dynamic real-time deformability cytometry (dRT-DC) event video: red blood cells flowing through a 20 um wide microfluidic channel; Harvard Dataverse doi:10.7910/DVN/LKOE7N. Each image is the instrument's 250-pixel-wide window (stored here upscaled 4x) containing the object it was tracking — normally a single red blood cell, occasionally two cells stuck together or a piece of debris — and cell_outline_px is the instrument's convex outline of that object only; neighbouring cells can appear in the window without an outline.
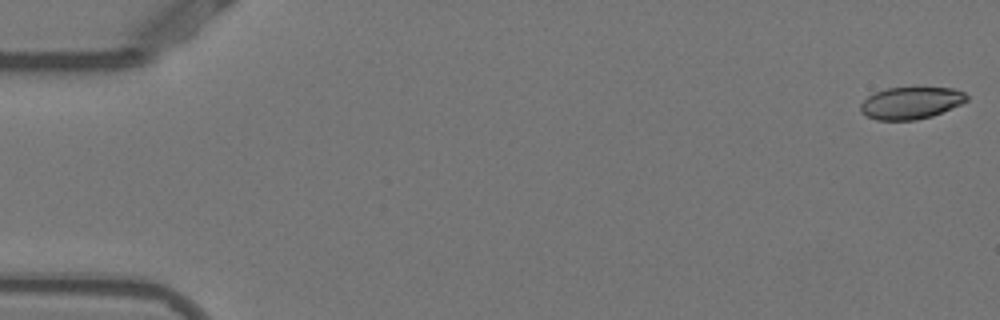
{"species": "Egyptian fruit bat (a non-hibernating species)", "species_latin": "Rousettus aegyptiacus", "temperature_condition": "warm", "stored_images_in_passage": 53, "camera_frame_rate_fps": 3000, "um_per_image_px": 0.085, "animal": {"sex": "female"}, "frame": {"image": 1, "passage_image": 1, "time_ms": 0.0, "image_size_px": [1000, 320], "cell_outline_px": [[968, 100], [960, 104], [932, 116], [916, 120], [876, 120], [860, 112], [860, 104], [868, 96], [876, 92], [888, 88], [916, 84], [952, 88], [964, 92], [968, 96]], "centroid_in_image_um": [77.44, 8.69], "position_along_channel_um": 7.6, "area_um2": 20.58}}
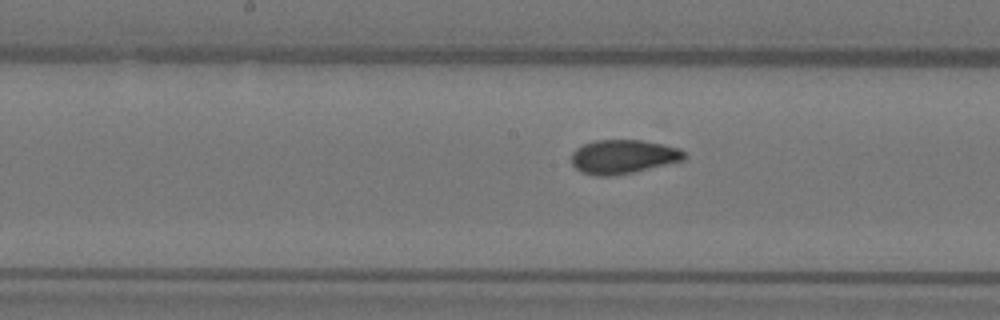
{"frame": {"image": 2, "passage_image": 27, "time_ms": 8.667, "image_size_px": [1000, 320], "cell_outline_px": [[688, 156], [684, 160], [632, 172], [608, 176], [596, 176], [580, 172], [572, 164], [572, 152], [576, 148], [592, 140], [640, 140], [664, 144], [680, 148]], "centroid_in_image_um": [52.96, 13.31], "position_along_channel_um": 195.2, "area_um2": 22.37}}
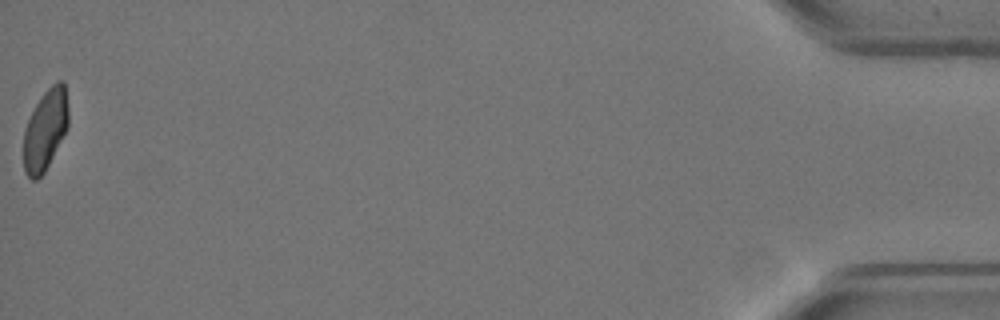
{"frame": {"image": 3, "passage_image": 53, "time_ms": 17.333, "image_size_px": [1000, 320], "cell_outline_px": [[68, 128], [44, 172], [36, 180], [32, 180], [24, 172], [24, 128], [40, 96], [56, 80], [64, 80], [68, 104]], "centroid_in_image_um": [3.86, 11.0], "position_along_channel_um": 431.3, "area_um2": 21.15}, "authors_computed_cell_mechanics": {"area_um2": 21.964, "velocity_mm_per_s": 3.8559, "shape_relaxation_time_tau1_ms": 4.5011, "shape_relaxation_time_tau2_ms": 0.9887, "deformation_change_tau1": 0.1632, "deformation_change_tau2": 0.0636}}